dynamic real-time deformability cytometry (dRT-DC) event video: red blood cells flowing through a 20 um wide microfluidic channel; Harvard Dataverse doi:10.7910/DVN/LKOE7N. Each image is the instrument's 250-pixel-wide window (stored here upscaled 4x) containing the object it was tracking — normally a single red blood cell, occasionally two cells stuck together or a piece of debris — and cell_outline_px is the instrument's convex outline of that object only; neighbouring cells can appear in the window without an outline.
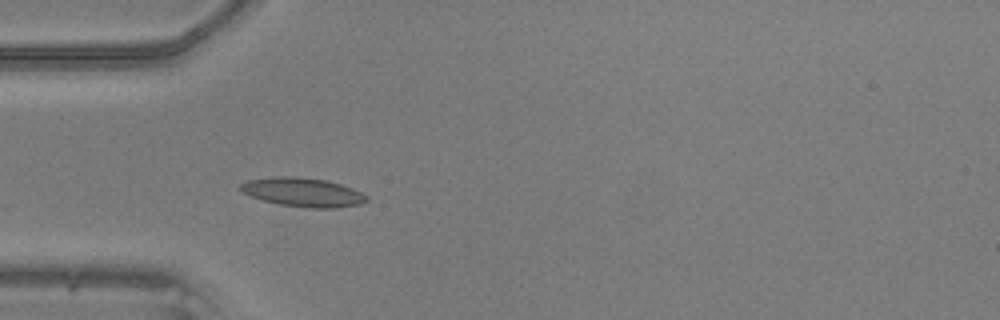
{"species": "common noctule bat (a hibernating species)", "species_latin": "Nyctalus noctula", "temperature_condition": "warm", "stored_images_in_passage": 11, "camera_frame_rate_fps": 3000, "um_per_image_px": 0.085, "animal": {"sex": "male", "body_mass_g": 20.5, "forearm_length_mm": 52.5}, "frame": {"image": 1, "passage_image": 1, "time_ms": 0.0, "image_size_px": [1000, 320], "cell_outline_px": [[368, 200], [360, 204], [336, 208], [308, 208], [280, 204], [260, 200], [244, 192], [240, 188], [240, 184], [248, 180], [276, 176], [296, 176], [328, 180], [352, 188], [368, 196]], "centroid_in_image_um": [25.76, 16.34], "position_along_channel_um": 59.2, "area_um2": 21.27}}
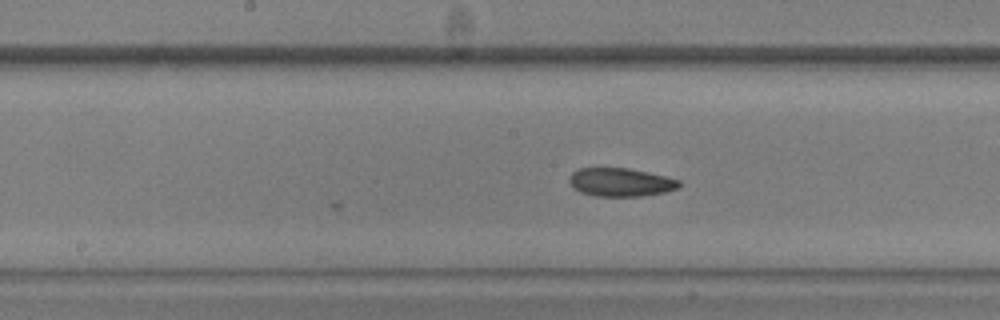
{"frame": {"image": 2, "passage_image": 11, "time_ms": 3.333, "image_size_px": [1000, 320], "cell_outline_px": [[680, 188], [664, 192], [640, 196], [596, 196], [580, 192], [568, 180], [572, 172], [580, 168], [628, 168], [664, 176], [680, 180]], "centroid_in_image_um": [52.76, 15.49], "position_along_channel_um": 195.4, "area_um2": 17.98}}